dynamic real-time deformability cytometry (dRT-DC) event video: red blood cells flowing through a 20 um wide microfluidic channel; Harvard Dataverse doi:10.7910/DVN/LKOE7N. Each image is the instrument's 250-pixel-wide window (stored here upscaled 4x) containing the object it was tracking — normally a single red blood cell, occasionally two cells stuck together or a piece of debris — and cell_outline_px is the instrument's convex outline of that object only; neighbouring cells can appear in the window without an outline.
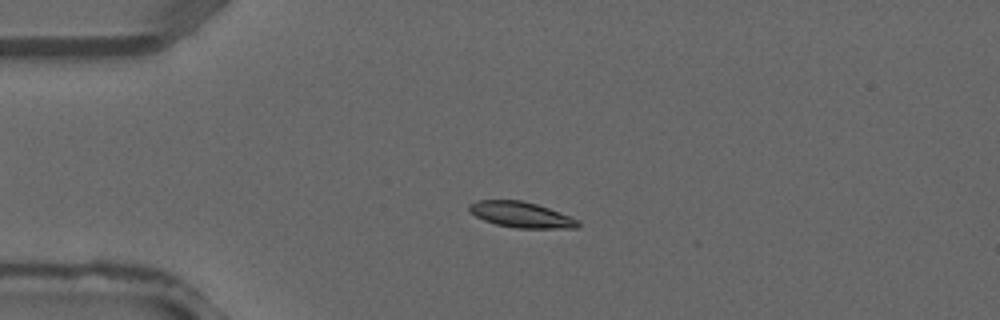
{"species": "common noctule bat (a hibernating species)", "species_latin": "Nyctalus noctula", "temperature_condition": "warm", "stored_images_in_passage": 38, "camera_frame_rate_fps": 3000, "um_per_image_px": 0.085, "animal": {"sex": "male", "forearm_length_mm": 52.5}, "frame": {"image": 1, "passage_image": 9, "time_ms": 2.667, "image_size_px": [1000, 320], "cell_outline_px": [[580, 224], [576, 228], [516, 228], [496, 224], [484, 220], [468, 212], [468, 204], [476, 200], [520, 200], [536, 204], [548, 208], [580, 220]], "centroid_in_image_um": [44.26, 18.24], "position_along_channel_um": 40.7, "area_um2": 16.3}}
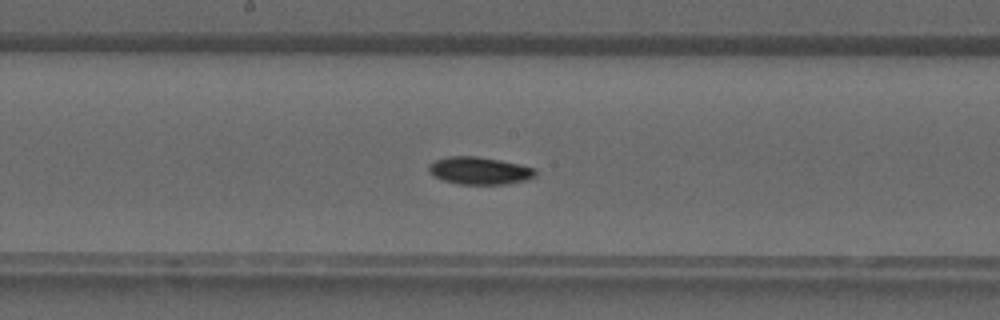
{"frame": {"image": 2, "passage_image": 20, "time_ms": 6.333, "image_size_px": [1000, 320], "cell_outline_px": [[536, 176], [528, 180], [508, 184], [456, 184], [444, 180], [428, 172], [428, 164], [436, 160], [448, 156], [476, 156], [500, 160], [520, 164], [536, 168]], "centroid_in_image_um": [40.79, 14.51], "position_along_channel_um": 207.4, "area_um2": 17.22}}
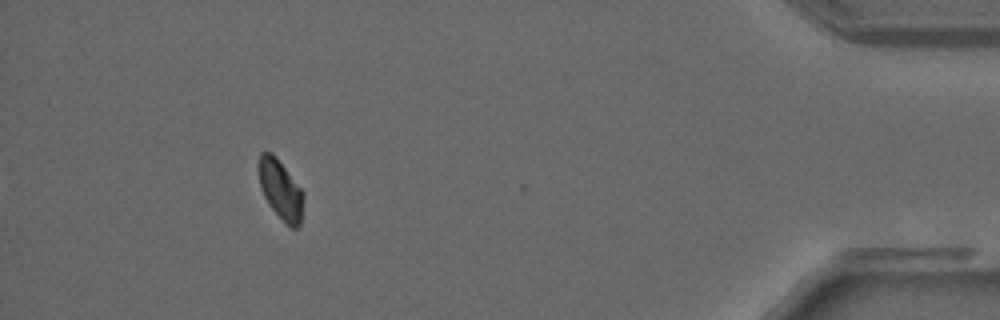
{"frame": {"image": 3, "passage_image": 35, "time_ms": 11.333, "image_size_px": [1000, 320], "cell_outline_px": [[304, 196], [300, 224], [296, 228], [292, 228], [268, 204], [264, 196], [260, 184], [260, 152], [272, 152], [276, 156], [304, 192]], "centroid_in_image_um": [23.88, 16.11], "position_along_channel_um": 411.3, "area_um2": 15.09}}